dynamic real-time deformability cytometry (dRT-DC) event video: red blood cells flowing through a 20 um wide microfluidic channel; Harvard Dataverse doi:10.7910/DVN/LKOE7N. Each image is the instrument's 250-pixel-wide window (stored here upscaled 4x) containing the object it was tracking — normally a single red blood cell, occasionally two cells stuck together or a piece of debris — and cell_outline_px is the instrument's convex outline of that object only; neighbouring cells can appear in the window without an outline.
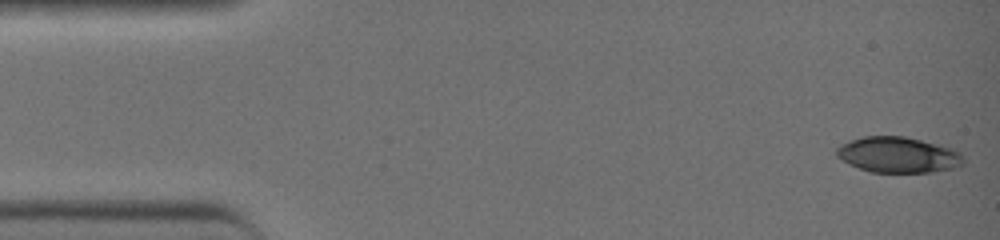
{"species": "common noctule bat (a hibernating species)", "species_latin": "Nyctalus noctula", "temperature_condition": "warm", "stored_images_in_passage": 41, "camera_frame_rate_fps": 3000, "um_per_image_px": 0.085, "animal": {"sex": "female", "body_mass_g": 19.0, "forearm_length_mm": 51.5}, "frame": {"image": 1, "passage_image": 1, "time_ms": 0.0, "image_size_px": [1000, 240], "cell_outline_px": [[964, 164], [952, 168], [932, 172], [872, 172], [848, 164], [836, 156], [836, 148], [840, 144], [864, 136], [904, 136], [952, 148], [960, 152], [964, 160]], "centroid_in_image_um": [76.32, 13.16], "position_along_channel_um": 8.7, "area_um2": 26.3}}
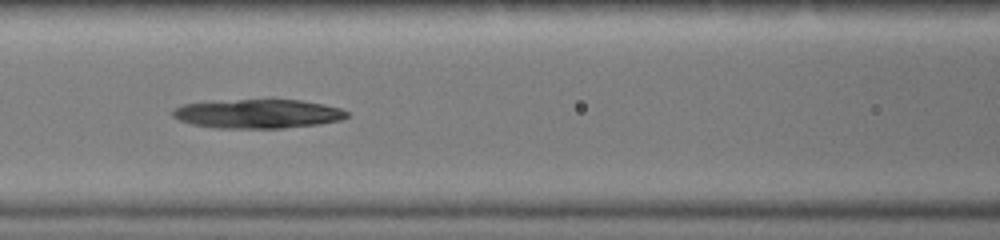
{"frame": {"image": 2, "passage_image": 18, "time_ms": 5.667, "image_size_px": [1000, 240], "cell_outline_px": [[348, 116], [340, 120], [320, 124], [284, 128], [216, 128], [192, 124], [180, 120], [172, 116], [172, 112], [176, 108], [184, 104], [236, 100], [300, 100], [324, 104], [340, 108], [348, 112]], "centroid_in_image_um": [21.96, 9.68], "position_along_channel_um": 144.6, "area_um2": 29.19}}
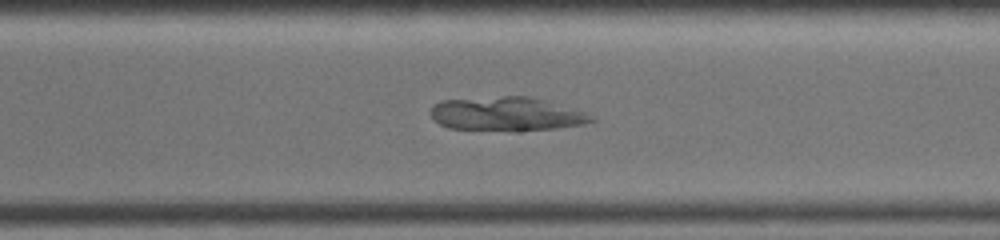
{"frame": {"image": 3, "passage_image": 30, "time_ms": 9.667, "image_size_px": [1000, 240], "cell_outline_px": [[596, 120], [580, 124], [556, 128], [516, 132], [508, 132], [448, 128], [432, 120], [428, 112], [432, 104], [440, 100], [504, 96], [532, 96], [548, 100], [596, 116]], "centroid_in_image_um": [43.0, 9.7], "position_along_channel_um": 327.6, "area_um2": 32.66}}